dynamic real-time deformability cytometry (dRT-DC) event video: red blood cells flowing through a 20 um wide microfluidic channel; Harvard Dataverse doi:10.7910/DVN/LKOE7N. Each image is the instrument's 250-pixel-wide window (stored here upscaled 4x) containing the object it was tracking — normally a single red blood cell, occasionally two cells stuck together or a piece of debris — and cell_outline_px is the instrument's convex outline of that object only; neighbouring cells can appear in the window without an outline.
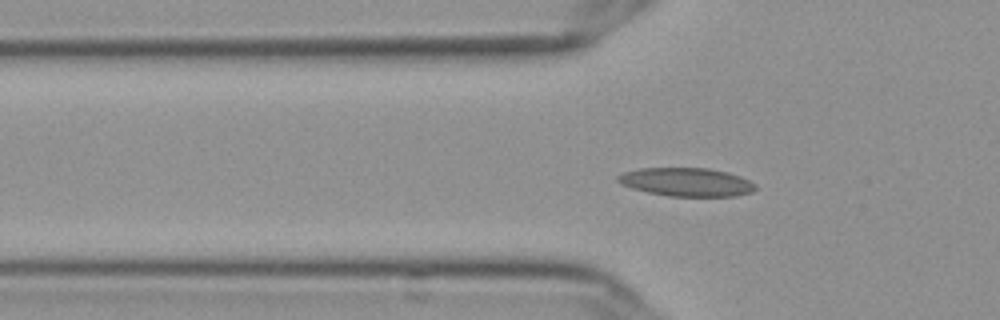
{"species": "Egyptian fruit bat (a non-hibernating species)", "species_latin": "Rousettus aegyptiacus", "temperature_condition": "cold", "stored_images_in_passage": 47, "camera_frame_rate_fps": 3000, "um_per_image_px": 0.085, "frame": {"image": 1, "passage_image": 8, "time_ms": 2.333, "image_size_px": [1000, 320], "cell_outline_px": [[756, 188], [752, 192], [736, 196], [668, 196], [648, 192], [632, 188], [620, 184], [616, 180], [616, 176], [624, 172], [640, 168], [708, 168], [728, 172], [740, 176], [756, 184]], "centroid_in_image_um": [58.34, 15.47], "position_along_channel_um": 67.5, "area_um2": 22.89}}
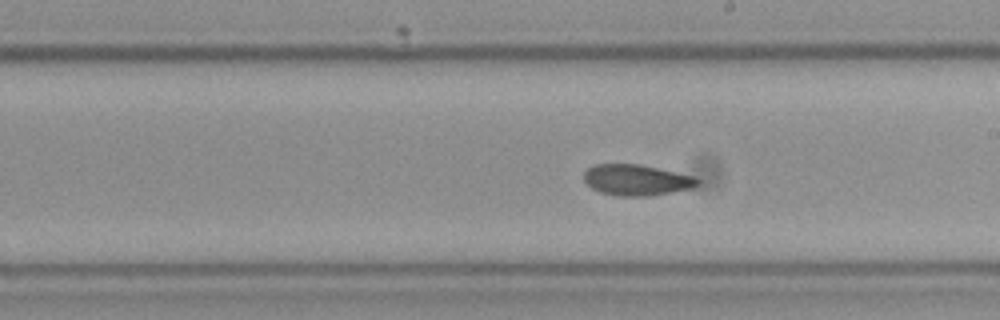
{"frame": {"image": 2, "passage_image": 22, "time_ms": 7.0, "image_size_px": [1000, 320], "cell_outline_px": [[700, 184], [696, 188], [648, 196], [620, 196], [600, 192], [592, 188], [584, 180], [584, 172], [592, 164], [640, 164], [696, 176], [700, 180]], "centroid_in_image_um": [54.16, 15.29], "position_along_channel_um": 234.8, "area_um2": 20.75}}
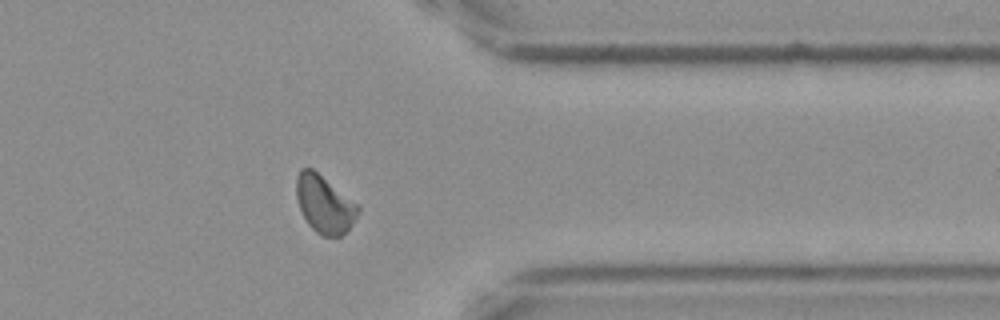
{"frame": {"image": 3, "passage_image": 35, "time_ms": 11.333, "image_size_px": [1000, 320], "cell_outline_px": [[360, 208], [356, 220], [340, 236], [320, 236], [308, 224], [300, 208], [296, 196], [296, 176], [300, 168], [312, 168], [360, 204]], "centroid_in_image_um": [27.59, 17.34], "position_along_channel_um": 383.8, "area_um2": 20.87}, "authors_computed_cell_mechanics": {"area_um2": 20.6346, "velocity_mm_per_s": 3.6098, "shape_relaxation_time_tau1_ms": null, "shape_relaxation_time_tau2_ms": 2.9052, "deformation_change_tau1": null, "deformation_change_tau2": 0.0781}}